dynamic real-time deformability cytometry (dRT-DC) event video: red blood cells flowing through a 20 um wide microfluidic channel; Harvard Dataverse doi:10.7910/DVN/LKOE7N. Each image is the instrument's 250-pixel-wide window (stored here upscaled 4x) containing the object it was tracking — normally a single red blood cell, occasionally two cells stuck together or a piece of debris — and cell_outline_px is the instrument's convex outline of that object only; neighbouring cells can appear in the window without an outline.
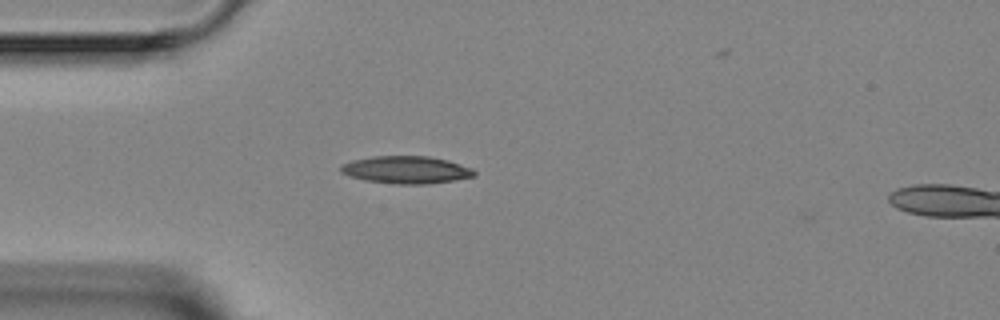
{"species": "Egyptian fruit bat (a non-hibernating species)", "species_latin": "Rousettus aegyptiacus", "temperature_condition": "room temperature", "stored_images_in_passage": 3, "camera_frame_rate_fps": 3000, "um_per_image_px": 0.085, "animal": {"sex": "female"}, "frame": {"image": 1, "passage_image": 2, "time_ms": 1.333, "image_size_px": [1000, 320], "cell_outline_px": [[476, 176], [456, 180], [428, 184], [396, 184], [364, 180], [348, 176], [340, 172], [340, 164], [352, 160], [372, 156], [428, 156], [448, 160], [472, 168], [476, 172]], "centroid_in_image_um": [34.51, 14.43], "position_along_channel_um": 50.5, "area_um2": 21.62}}